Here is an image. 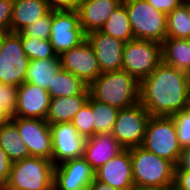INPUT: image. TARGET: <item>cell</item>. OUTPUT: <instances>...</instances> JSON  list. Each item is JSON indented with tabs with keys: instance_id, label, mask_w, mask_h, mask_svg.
<instances>
[{
	"instance_id": "cell-22",
	"label": "cell",
	"mask_w": 190,
	"mask_h": 190,
	"mask_svg": "<svg viewBox=\"0 0 190 190\" xmlns=\"http://www.w3.org/2000/svg\"><path fill=\"white\" fill-rule=\"evenodd\" d=\"M162 44V62L190 74V39L166 37Z\"/></svg>"
},
{
	"instance_id": "cell-21",
	"label": "cell",
	"mask_w": 190,
	"mask_h": 190,
	"mask_svg": "<svg viewBox=\"0 0 190 190\" xmlns=\"http://www.w3.org/2000/svg\"><path fill=\"white\" fill-rule=\"evenodd\" d=\"M50 11L45 0H14L10 32L20 33Z\"/></svg>"
},
{
	"instance_id": "cell-32",
	"label": "cell",
	"mask_w": 190,
	"mask_h": 190,
	"mask_svg": "<svg viewBox=\"0 0 190 190\" xmlns=\"http://www.w3.org/2000/svg\"><path fill=\"white\" fill-rule=\"evenodd\" d=\"M180 147H190V116L184 111L172 115Z\"/></svg>"
},
{
	"instance_id": "cell-14",
	"label": "cell",
	"mask_w": 190,
	"mask_h": 190,
	"mask_svg": "<svg viewBox=\"0 0 190 190\" xmlns=\"http://www.w3.org/2000/svg\"><path fill=\"white\" fill-rule=\"evenodd\" d=\"M52 135V163L83 156L86 139L82 137L71 122L50 125Z\"/></svg>"
},
{
	"instance_id": "cell-33",
	"label": "cell",
	"mask_w": 190,
	"mask_h": 190,
	"mask_svg": "<svg viewBox=\"0 0 190 190\" xmlns=\"http://www.w3.org/2000/svg\"><path fill=\"white\" fill-rule=\"evenodd\" d=\"M17 90L14 85L0 82V104L13 116L17 106Z\"/></svg>"
},
{
	"instance_id": "cell-15",
	"label": "cell",
	"mask_w": 190,
	"mask_h": 190,
	"mask_svg": "<svg viewBox=\"0 0 190 190\" xmlns=\"http://www.w3.org/2000/svg\"><path fill=\"white\" fill-rule=\"evenodd\" d=\"M50 99V95L46 89L23 82L18 86L17 106L13 117L46 120Z\"/></svg>"
},
{
	"instance_id": "cell-23",
	"label": "cell",
	"mask_w": 190,
	"mask_h": 190,
	"mask_svg": "<svg viewBox=\"0 0 190 190\" xmlns=\"http://www.w3.org/2000/svg\"><path fill=\"white\" fill-rule=\"evenodd\" d=\"M60 69L59 55L42 60H29L24 82L48 90L52 87L53 78Z\"/></svg>"
},
{
	"instance_id": "cell-3",
	"label": "cell",
	"mask_w": 190,
	"mask_h": 190,
	"mask_svg": "<svg viewBox=\"0 0 190 190\" xmlns=\"http://www.w3.org/2000/svg\"><path fill=\"white\" fill-rule=\"evenodd\" d=\"M134 185L167 190L174 184L175 165L142 146L131 148Z\"/></svg>"
},
{
	"instance_id": "cell-45",
	"label": "cell",
	"mask_w": 190,
	"mask_h": 190,
	"mask_svg": "<svg viewBox=\"0 0 190 190\" xmlns=\"http://www.w3.org/2000/svg\"><path fill=\"white\" fill-rule=\"evenodd\" d=\"M0 190H5V185L2 182H0Z\"/></svg>"
},
{
	"instance_id": "cell-18",
	"label": "cell",
	"mask_w": 190,
	"mask_h": 190,
	"mask_svg": "<svg viewBox=\"0 0 190 190\" xmlns=\"http://www.w3.org/2000/svg\"><path fill=\"white\" fill-rule=\"evenodd\" d=\"M121 4V0H82L77 12L84 33L101 30L113 10Z\"/></svg>"
},
{
	"instance_id": "cell-31",
	"label": "cell",
	"mask_w": 190,
	"mask_h": 190,
	"mask_svg": "<svg viewBox=\"0 0 190 190\" xmlns=\"http://www.w3.org/2000/svg\"><path fill=\"white\" fill-rule=\"evenodd\" d=\"M52 10L36 22L26 26L20 34L39 39H49L51 35Z\"/></svg>"
},
{
	"instance_id": "cell-39",
	"label": "cell",
	"mask_w": 190,
	"mask_h": 190,
	"mask_svg": "<svg viewBox=\"0 0 190 190\" xmlns=\"http://www.w3.org/2000/svg\"><path fill=\"white\" fill-rule=\"evenodd\" d=\"M175 169L190 170V147L182 149Z\"/></svg>"
},
{
	"instance_id": "cell-40",
	"label": "cell",
	"mask_w": 190,
	"mask_h": 190,
	"mask_svg": "<svg viewBox=\"0 0 190 190\" xmlns=\"http://www.w3.org/2000/svg\"><path fill=\"white\" fill-rule=\"evenodd\" d=\"M89 190H117V189H114L110 185L104 184L94 179L93 182L89 186Z\"/></svg>"
},
{
	"instance_id": "cell-24",
	"label": "cell",
	"mask_w": 190,
	"mask_h": 190,
	"mask_svg": "<svg viewBox=\"0 0 190 190\" xmlns=\"http://www.w3.org/2000/svg\"><path fill=\"white\" fill-rule=\"evenodd\" d=\"M0 147L12 162L30 157L16 125L10 121L0 126Z\"/></svg>"
},
{
	"instance_id": "cell-37",
	"label": "cell",
	"mask_w": 190,
	"mask_h": 190,
	"mask_svg": "<svg viewBox=\"0 0 190 190\" xmlns=\"http://www.w3.org/2000/svg\"><path fill=\"white\" fill-rule=\"evenodd\" d=\"M12 163L8 155L0 147V182L4 185L9 179Z\"/></svg>"
},
{
	"instance_id": "cell-41",
	"label": "cell",
	"mask_w": 190,
	"mask_h": 190,
	"mask_svg": "<svg viewBox=\"0 0 190 190\" xmlns=\"http://www.w3.org/2000/svg\"><path fill=\"white\" fill-rule=\"evenodd\" d=\"M13 116L0 104V126L4 123L10 122Z\"/></svg>"
},
{
	"instance_id": "cell-47",
	"label": "cell",
	"mask_w": 190,
	"mask_h": 190,
	"mask_svg": "<svg viewBox=\"0 0 190 190\" xmlns=\"http://www.w3.org/2000/svg\"><path fill=\"white\" fill-rule=\"evenodd\" d=\"M167 190H176V189H174L173 187H171V188H169V189H167Z\"/></svg>"
},
{
	"instance_id": "cell-17",
	"label": "cell",
	"mask_w": 190,
	"mask_h": 190,
	"mask_svg": "<svg viewBox=\"0 0 190 190\" xmlns=\"http://www.w3.org/2000/svg\"><path fill=\"white\" fill-rule=\"evenodd\" d=\"M86 39L94 49L101 73L122 70V55L125 42L106 35L100 30L88 33Z\"/></svg>"
},
{
	"instance_id": "cell-19",
	"label": "cell",
	"mask_w": 190,
	"mask_h": 190,
	"mask_svg": "<svg viewBox=\"0 0 190 190\" xmlns=\"http://www.w3.org/2000/svg\"><path fill=\"white\" fill-rule=\"evenodd\" d=\"M123 150L111 133H100L86 139L82 157L96 171Z\"/></svg>"
},
{
	"instance_id": "cell-7",
	"label": "cell",
	"mask_w": 190,
	"mask_h": 190,
	"mask_svg": "<svg viewBox=\"0 0 190 190\" xmlns=\"http://www.w3.org/2000/svg\"><path fill=\"white\" fill-rule=\"evenodd\" d=\"M162 63V44L151 40L134 39L125 43L122 70L139 82Z\"/></svg>"
},
{
	"instance_id": "cell-20",
	"label": "cell",
	"mask_w": 190,
	"mask_h": 190,
	"mask_svg": "<svg viewBox=\"0 0 190 190\" xmlns=\"http://www.w3.org/2000/svg\"><path fill=\"white\" fill-rule=\"evenodd\" d=\"M89 87L80 95L70 97H56L50 99L46 122L49 125L71 122L75 114L83 108L89 100Z\"/></svg>"
},
{
	"instance_id": "cell-34",
	"label": "cell",
	"mask_w": 190,
	"mask_h": 190,
	"mask_svg": "<svg viewBox=\"0 0 190 190\" xmlns=\"http://www.w3.org/2000/svg\"><path fill=\"white\" fill-rule=\"evenodd\" d=\"M14 0H0V30L10 31Z\"/></svg>"
},
{
	"instance_id": "cell-29",
	"label": "cell",
	"mask_w": 190,
	"mask_h": 190,
	"mask_svg": "<svg viewBox=\"0 0 190 190\" xmlns=\"http://www.w3.org/2000/svg\"><path fill=\"white\" fill-rule=\"evenodd\" d=\"M23 49L29 60L53 58L57 54L53 51L49 39H39L30 36H21Z\"/></svg>"
},
{
	"instance_id": "cell-25",
	"label": "cell",
	"mask_w": 190,
	"mask_h": 190,
	"mask_svg": "<svg viewBox=\"0 0 190 190\" xmlns=\"http://www.w3.org/2000/svg\"><path fill=\"white\" fill-rule=\"evenodd\" d=\"M88 87L74 74L61 68L53 78L52 87L47 91L50 98L70 97L82 94Z\"/></svg>"
},
{
	"instance_id": "cell-46",
	"label": "cell",
	"mask_w": 190,
	"mask_h": 190,
	"mask_svg": "<svg viewBox=\"0 0 190 190\" xmlns=\"http://www.w3.org/2000/svg\"><path fill=\"white\" fill-rule=\"evenodd\" d=\"M188 14H189V19H190V2H188Z\"/></svg>"
},
{
	"instance_id": "cell-38",
	"label": "cell",
	"mask_w": 190,
	"mask_h": 190,
	"mask_svg": "<svg viewBox=\"0 0 190 190\" xmlns=\"http://www.w3.org/2000/svg\"><path fill=\"white\" fill-rule=\"evenodd\" d=\"M156 10H159L166 15L173 9L181 5L184 0H147Z\"/></svg>"
},
{
	"instance_id": "cell-36",
	"label": "cell",
	"mask_w": 190,
	"mask_h": 190,
	"mask_svg": "<svg viewBox=\"0 0 190 190\" xmlns=\"http://www.w3.org/2000/svg\"><path fill=\"white\" fill-rule=\"evenodd\" d=\"M54 11L77 10L82 0H45Z\"/></svg>"
},
{
	"instance_id": "cell-43",
	"label": "cell",
	"mask_w": 190,
	"mask_h": 190,
	"mask_svg": "<svg viewBox=\"0 0 190 190\" xmlns=\"http://www.w3.org/2000/svg\"><path fill=\"white\" fill-rule=\"evenodd\" d=\"M9 32H10V31H3V30H0V50H1L2 46H3L5 37H6V35H7Z\"/></svg>"
},
{
	"instance_id": "cell-5",
	"label": "cell",
	"mask_w": 190,
	"mask_h": 190,
	"mask_svg": "<svg viewBox=\"0 0 190 190\" xmlns=\"http://www.w3.org/2000/svg\"><path fill=\"white\" fill-rule=\"evenodd\" d=\"M134 39L162 43L166 38L167 15L156 10L147 0H125Z\"/></svg>"
},
{
	"instance_id": "cell-11",
	"label": "cell",
	"mask_w": 190,
	"mask_h": 190,
	"mask_svg": "<svg viewBox=\"0 0 190 190\" xmlns=\"http://www.w3.org/2000/svg\"><path fill=\"white\" fill-rule=\"evenodd\" d=\"M30 156L52 161V135L50 125L44 119L13 117Z\"/></svg>"
},
{
	"instance_id": "cell-26",
	"label": "cell",
	"mask_w": 190,
	"mask_h": 190,
	"mask_svg": "<svg viewBox=\"0 0 190 190\" xmlns=\"http://www.w3.org/2000/svg\"><path fill=\"white\" fill-rule=\"evenodd\" d=\"M100 31L125 43L134 40L130 20L123 3L113 10Z\"/></svg>"
},
{
	"instance_id": "cell-28",
	"label": "cell",
	"mask_w": 190,
	"mask_h": 190,
	"mask_svg": "<svg viewBox=\"0 0 190 190\" xmlns=\"http://www.w3.org/2000/svg\"><path fill=\"white\" fill-rule=\"evenodd\" d=\"M93 136L100 133H111L119 109L92 98Z\"/></svg>"
},
{
	"instance_id": "cell-9",
	"label": "cell",
	"mask_w": 190,
	"mask_h": 190,
	"mask_svg": "<svg viewBox=\"0 0 190 190\" xmlns=\"http://www.w3.org/2000/svg\"><path fill=\"white\" fill-rule=\"evenodd\" d=\"M28 64L21 34L9 32L0 50V82L20 86L24 82Z\"/></svg>"
},
{
	"instance_id": "cell-6",
	"label": "cell",
	"mask_w": 190,
	"mask_h": 190,
	"mask_svg": "<svg viewBox=\"0 0 190 190\" xmlns=\"http://www.w3.org/2000/svg\"><path fill=\"white\" fill-rule=\"evenodd\" d=\"M142 147L177 164L182 148L172 116H150Z\"/></svg>"
},
{
	"instance_id": "cell-27",
	"label": "cell",
	"mask_w": 190,
	"mask_h": 190,
	"mask_svg": "<svg viewBox=\"0 0 190 190\" xmlns=\"http://www.w3.org/2000/svg\"><path fill=\"white\" fill-rule=\"evenodd\" d=\"M166 37L190 39V19L187 1H184L167 14Z\"/></svg>"
},
{
	"instance_id": "cell-10",
	"label": "cell",
	"mask_w": 190,
	"mask_h": 190,
	"mask_svg": "<svg viewBox=\"0 0 190 190\" xmlns=\"http://www.w3.org/2000/svg\"><path fill=\"white\" fill-rule=\"evenodd\" d=\"M85 39L86 34L80 25L77 10H52L51 35L49 41L53 51L57 55L78 46Z\"/></svg>"
},
{
	"instance_id": "cell-44",
	"label": "cell",
	"mask_w": 190,
	"mask_h": 190,
	"mask_svg": "<svg viewBox=\"0 0 190 190\" xmlns=\"http://www.w3.org/2000/svg\"><path fill=\"white\" fill-rule=\"evenodd\" d=\"M184 111L190 116V97L188 99L187 105L185 106Z\"/></svg>"
},
{
	"instance_id": "cell-16",
	"label": "cell",
	"mask_w": 190,
	"mask_h": 190,
	"mask_svg": "<svg viewBox=\"0 0 190 190\" xmlns=\"http://www.w3.org/2000/svg\"><path fill=\"white\" fill-rule=\"evenodd\" d=\"M95 179L117 190H127L134 185L131 149H124L98 168Z\"/></svg>"
},
{
	"instance_id": "cell-1",
	"label": "cell",
	"mask_w": 190,
	"mask_h": 190,
	"mask_svg": "<svg viewBox=\"0 0 190 190\" xmlns=\"http://www.w3.org/2000/svg\"><path fill=\"white\" fill-rule=\"evenodd\" d=\"M190 97V74L161 63L140 81L139 102L150 116H172Z\"/></svg>"
},
{
	"instance_id": "cell-12",
	"label": "cell",
	"mask_w": 190,
	"mask_h": 190,
	"mask_svg": "<svg viewBox=\"0 0 190 190\" xmlns=\"http://www.w3.org/2000/svg\"><path fill=\"white\" fill-rule=\"evenodd\" d=\"M61 68L74 74L88 86L101 74L94 49L87 39L59 55Z\"/></svg>"
},
{
	"instance_id": "cell-42",
	"label": "cell",
	"mask_w": 190,
	"mask_h": 190,
	"mask_svg": "<svg viewBox=\"0 0 190 190\" xmlns=\"http://www.w3.org/2000/svg\"><path fill=\"white\" fill-rule=\"evenodd\" d=\"M127 190H161V189L153 188V187H142V186L132 185Z\"/></svg>"
},
{
	"instance_id": "cell-2",
	"label": "cell",
	"mask_w": 190,
	"mask_h": 190,
	"mask_svg": "<svg viewBox=\"0 0 190 190\" xmlns=\"http://www.w3.org/2000/svg\"><path fill=\"white\" fill-rule=\"evenodd\" d=\"M140 82L124 70L102 72L90 85V96L118 109L139 102Z\"/></svg>"
},
{
	"instance_id": "cell-30",
	"label": "cell",
	"mask_w": 190,
	"mask_h": 190,
	"mask_svg": "<svg viewBox=\"0 0 190 190\" xmlns=\"http://www.w3.org/2000/svg\"><path fill=\"white\" fill-rule=\"evenodd\" d=\"M71 123L77 132L85 139L93 137V110L92 97L81 108L72 119Z\"/></svg>"
},
{
	"instance_id": "cell-13",
	"label": "cell",
	"mask_w": 190,
	"mask_h": 190,
	"mask_svg": "<svg viewBox=\"0 0 190 190\" xmlns=\"http://www.w3.org/2000/svg\"><path fill=\"white\" fill-rule=\"evenodd\" d=\"M95 179V171L83 158L64 161L54 168L53 188L55 190H89Z\"/></svg>"
},
{
	"instance_id": "cell-35",
	"label": "cell",
	"mask_w": 190,
	"mask_h": 190,
	"mask_svg": "<svg viewBox=\"0 0 190 190\" xmlns=\"http://www.w3.org/2000/svg\"><path fill=\"white\" fill-rule=\"evenodd\" d=\"M176 190H190V170L174 169V184Z\"/></svg>"
},
{
	"instance_id": "cell-4",
	"label": "cell",
	"mask_w": 190,
	"mask_h": 190,
	"mask_svg": "<svg viewBox=\"0 0 190 190\" xmlns=\"http://www.w3.org/2000/svg\"><path fill=\"white\" fill-rule=\"evenodd\" d=\"M55 165L51 160L30 156L13 162L5 190H50Z\"/></svg>"
},
{
	"instance_id": "cell-8",
	"label": "cell",
	"mask_w": 190,
	"mask_h": 190,
	"mask_svg": "<svg viewBox=\"0 0 190 190\" xmlns=\"http://www.w3.org/2000/svg\"><path fill=\"white\" fill-rule=\"evenodd\" d=\"M150 113L138 102L119 109L111 134L124 149L142 146Z\"/></svg>"
}]
</instances>
